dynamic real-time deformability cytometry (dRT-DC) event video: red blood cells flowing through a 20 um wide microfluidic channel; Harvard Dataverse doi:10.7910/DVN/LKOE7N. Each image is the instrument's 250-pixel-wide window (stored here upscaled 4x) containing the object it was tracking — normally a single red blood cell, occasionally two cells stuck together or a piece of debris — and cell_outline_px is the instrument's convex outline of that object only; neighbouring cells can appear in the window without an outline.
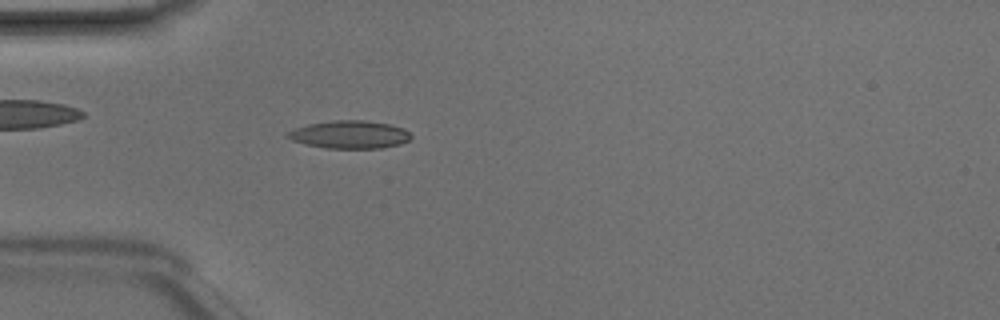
{"species": "Egyptian fruit bat (a non-hibernating species)", "species_latin": "Rousettus aegyptiacus", "temperature_condition": "room temperature", "stored_images_in_passage": 49, "camera_frame_rate_fps": 3000, "um_per_image_px": 0.085, "animal": {"sex": "male"}, "frame": {"image": 1, "passage_image": 15, "time_ms": 4.667, "image_size_px": [1000, 320], "cell_outline_px": [[412, 136], [408, 140], [400, 144], [380, 148], [324, 148], [304, 144], [292, 140], [284, 136], [284, 132], [308, 124], [332, 120], [364, 120], [388, 124], [404, 128]], "centroid_in_image_um": [29.67, 11.43], "position_along_channel_um": 55.3, "area_um2": 20.11}}
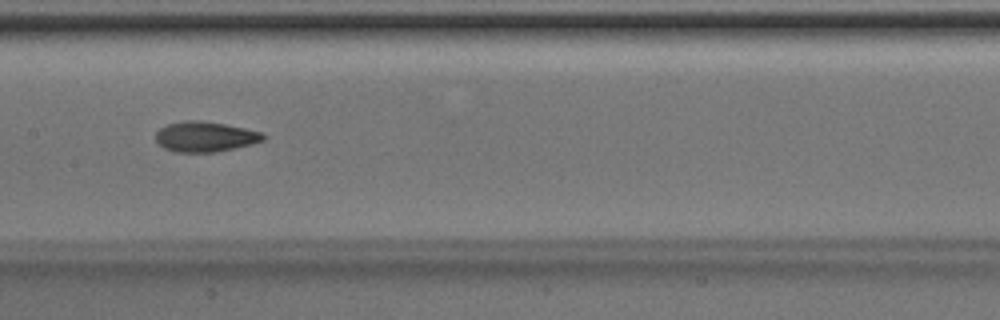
{"frame": {"image": 2, "passage_image": 25, "time_ms": 8.0, "image_size_px": [1000, 320], "cell_outline_px": [[264, 140], [252, 144], [216, 152], [172, 152], [156, 144], [156, 132], [160, 128], [168, 124], [184, 120], [200, 120], [224, 124], [264, 132]], "centroid_in_image_um": [17.41, 11.62], "position_along_channel_um": 190.0, "area_um2": 19.07}}
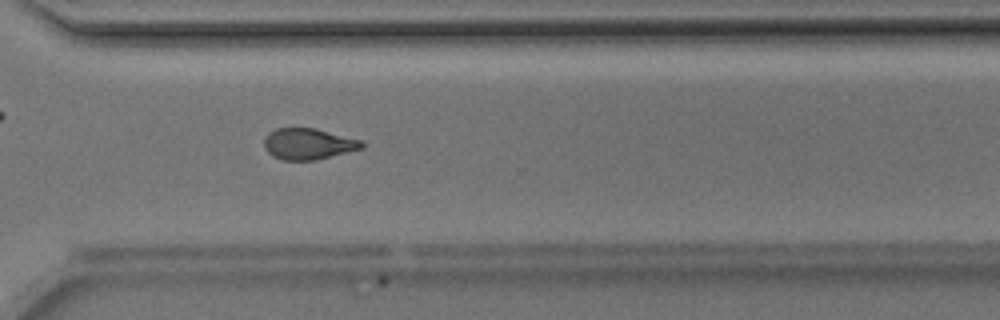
{"frame": {"image": 3, "passage_image": 36, "time_ms": 11.667, "image_size_px": [1000, 320], "cell_outline_px": [[364, 148], [316, 160], [284, 160], [272, 156], [264, 148], [264, 140], [268, 132], [276, 128], [316, 128], [364, 140]], "centroid_in_image_um": [26.23, 12.22], "position_along_channel_um": 344.4, "area_um2": 17.98}, "authors_computed_cell_mechanics": {"area_um2": 18.496, "velocity_mm_per_s": 4.2264, "shape_relaxation_time_tau1_ms": 2.7544, "shape_relaxation_time_tau2_ms": 2.9937, "deformation_change_tau1": 0.1472, "deformation_change_tau2": 0.105}}